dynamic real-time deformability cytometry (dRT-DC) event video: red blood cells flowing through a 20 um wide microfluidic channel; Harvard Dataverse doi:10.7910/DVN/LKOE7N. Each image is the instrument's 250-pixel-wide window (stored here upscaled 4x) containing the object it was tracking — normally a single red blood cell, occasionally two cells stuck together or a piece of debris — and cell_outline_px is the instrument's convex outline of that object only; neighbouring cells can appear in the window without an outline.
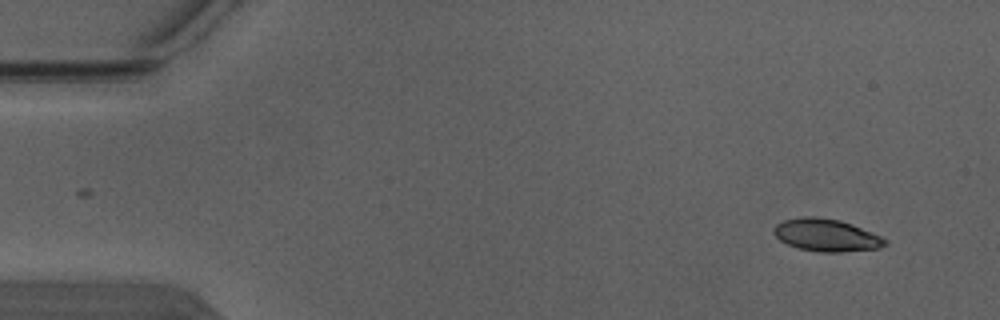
{"species": "Egyptian fruit bat (a non-hibernating species)", "species_latin": "Rousettus aegyptiacus", "temperature_condition": "warm", "stored_images_in_passage": 5, "camera_frame_rate_fps": 3000, "um_per_image_px": 0.085, "animal": {"sex": "male"}, "frame": {"image": 1, "passage_image": 5, "time_ms": 1.333, "image_size_px": [1000, 320], "cell_outline_px": [[888, 244], [880, 248], [840, 252], [820, 252], [800, 248], [788, 244], [780, 240], [772, 232], [772, 228], [776, 224], [784, 220], [800, 216], [816, 216], [840, 220], [852, 224], [872, 232], [888, 240]], "centroid_in_image_um": [70.24, 19.97], "position_along_channel_um": 14.8, "area_um2": 21.15}}